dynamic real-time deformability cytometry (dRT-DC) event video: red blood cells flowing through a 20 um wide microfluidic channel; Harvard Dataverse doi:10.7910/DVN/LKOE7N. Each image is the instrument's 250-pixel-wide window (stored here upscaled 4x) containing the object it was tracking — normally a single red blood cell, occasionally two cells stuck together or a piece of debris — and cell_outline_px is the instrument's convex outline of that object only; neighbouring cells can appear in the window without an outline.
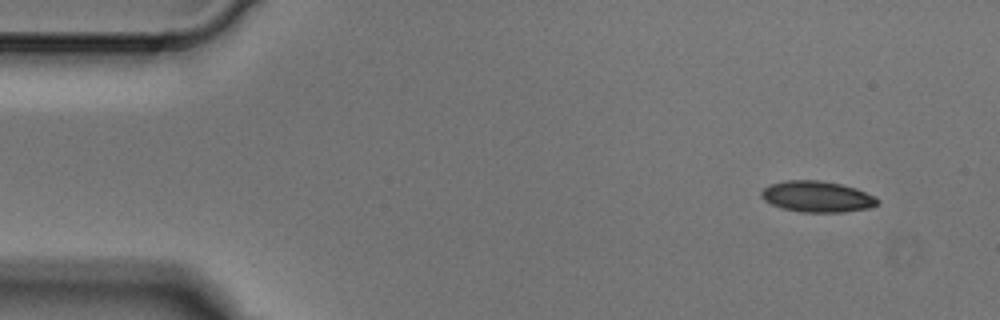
{"species": "Egyptian fruit bat (a non-hibernating species)", "species_latin": "Rousettus aegyptiacus", "temperature_condition": "cold", "stored_images_in_passage": 5, "camera_frame_rate_fps": 3000, "um_per_image_px": 0.085, "animal": {"sex": "male"}, "frame": {"image": 1, "passage_image": 1, "time_ms": 0.0, "image_size_px": [1000, 320], "cell_outline_px": [[880, 204], [872, 208], [844, 212], [800, 212], [784, 208], [772, 204], [764, 200], [760, 196], [760, 192], [764, 188], [772, 184], [784, 180], [820, 180], [840, 184], [856, 188], [876, 196], [880, 200]], "centroid_in_image_um": [69.51, 16.71], "position_along_channel_um": 15.5, "area_um2": 21.21}}
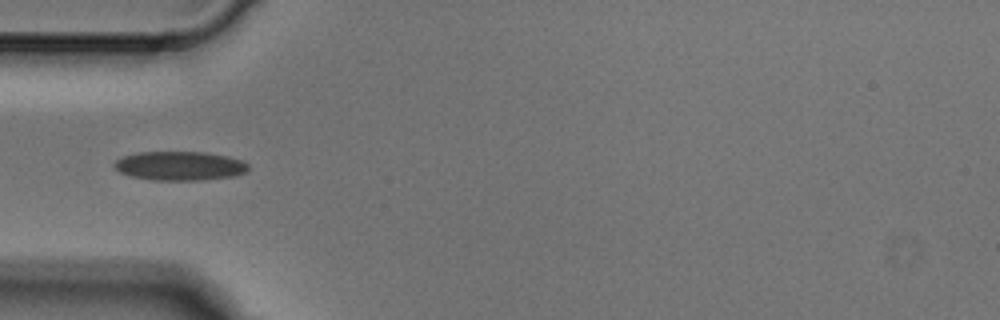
{"frame": {"image": 2, "passage_image": 4, "time_ms": 1.0, "image_size_px": [1000, 320], "cell_outline_px": [[248, 168], [244, 172], [232, 176], [200, 180], [152, 180], [132, 176], [120, 172], [112, 164], [116, 160], [124, 156], [136, 152], [204, 152], [228, 156], [240, 160], [248, 164]], "centroid_in_image_um": [15.25, 14.09], "position_along_channel_um": 69.8, "area_um2": 22.48}}
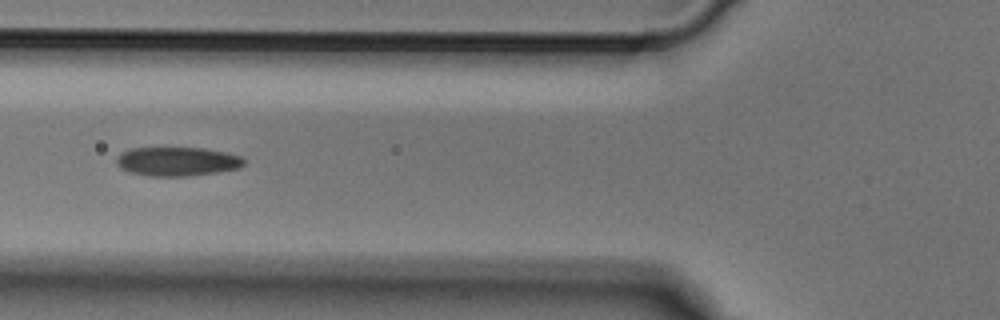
{"frame": {"image": 3, "passage_image": 5, "time_ms": 1.333, "image_size_px": [1000, 320], "cell_outline_px": [[244, 164], [240, 168], [216, 172], [188, 176], [148, 176], [132, 172], [120, 168], [116, 164], [116, 156], [120, 152], [132, 148], [204, 148], [224, 152], [240, 156], [244, 160]], "centroid_in_image_um": [15.03, 13.72], "position_along_channel_um": 110.8, "area_um2": 21.5}}